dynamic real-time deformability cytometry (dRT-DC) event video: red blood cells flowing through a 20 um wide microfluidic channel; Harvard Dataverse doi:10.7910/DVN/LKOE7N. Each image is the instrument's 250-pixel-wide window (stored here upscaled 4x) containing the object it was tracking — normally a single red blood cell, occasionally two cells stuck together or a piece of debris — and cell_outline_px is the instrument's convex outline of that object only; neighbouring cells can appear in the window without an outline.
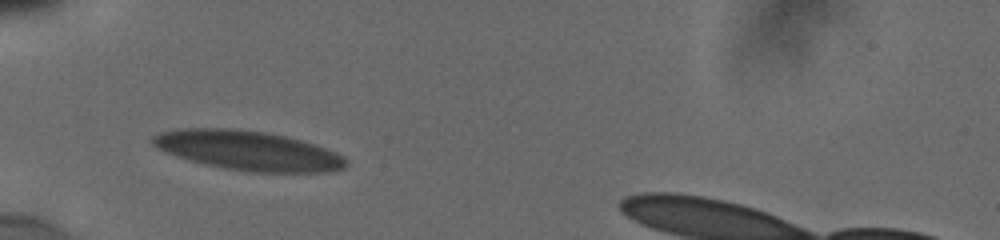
{"species": "human", "species_latin": "Homo sapiens", "temperature_condition": "cold", "stored_images_in_passage": 3, "camera_frame_rate_fps": 3000, "um_per_image_px": 0.085, "donor": {"sex": "male"}, "frame": {"image": 1, "passage_image": 1, "time_ms": 0.0, "image_size_px": [1000, 240], "cell_outline_px": [[348, 164], [344, 168], [328, 172], [248, 172], [224, 168], [204, 164], [188, 160], [164, 152], [156, 148], [148, 140], [152, 136], [160, 132], [184, 128], [236, 128], [264, 132], [284, 136], [300, 140], [336, 152]], "centroid_in_image_um": [21.0, 12.8], "position_along_channel_um": 64.0, "area_um2": 44.45}}